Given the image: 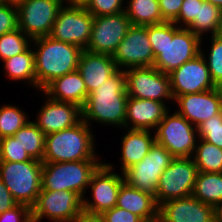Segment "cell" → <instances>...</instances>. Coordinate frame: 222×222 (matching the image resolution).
Here are the masks:
<instances>
[{
  "label": "cell",
  "mask_w": 222,
  "mask_h": 222,
  "mask_svg": "<svg viewBox=\"0 0 222 222\" xmlns=\"http://www.w3.org/2000/svg\"><path fill=\"white\" fill-rule=\"evenodd\" d=\"M125 6L131 25H154L165 22L159 9V0H129Z\"/></svg>",
  "instance_id": "obj_28"
},
{
  "label": "cell",
  "mask_w": 222,
  "mask_h": 222,
  "mask_svg": "<svg viewBox=\"0 0 222 222\" xmlns=\"http://www.w3.org/2000/svg\"><path fill=\"white\" fill-rule=\"evenodd\" d=\"M186 28L201 39L205 33L209 35L211 33L210 36L221 34L222 10L205 0H199L198 18H195Z\"/></svg>",
  "instance_id": "obj_27"
},
{
  "label": "cell",
  "mask_w": 222,
  "mask_h": 222,
  "mask_svg": "<svg viewBox=\"0 0 222 222\" xmlns=\"http://www.w3.org/2000/svg\"><path fill=\"white\" fill-rule=\"evenodd\" d=\"M124 75L129 97L167 104L168 100L174 102L169 75L154 66L128 68L124 70Z\"/></svg>",
  "instance_id": "obj_8"
},
{
  "label": "cell",
  "mask_w": 222,
  "mask_h": 222,
  "mask_svg": "<svg viewBox=\"0 0 222 222\" xmlns=\"http://www.w3.org/2000/svg\"><path fill=\"white\" fill-rule=\"evenodd\" d=\"M93 20L94 16L85 7L63 5L58 11L49 36L85 50L90 40Z\"/></svg>",
  "instance_id": "obj_13"
},
{
  "label": "cell",
  "mask_w": 222,
  "mask_h": 222,
  "mask_svg": "<svg viewBox=\"0 0 222 222\" xmlns=\"http://www.w3.org/2000/svg\"><path fill=\"white\" fill-rule=\"evenodd\" d=\"M95 140L91 127L82 119L73 127L45 135L42 162L104 161L95 151Z\"/></svg>",
  "instance_id": "obj_4"
},
{
  "label": "cell",
  "mask_w": 222,
  "mask_h": 222,
  "mask_svg": "<svg viewBox=\"0 0 222 222\" xmlns=\"http://www.w3.org/2000/svg\"><path fill=\"white\" fill-rule=\"evenodd\" d=\"M170 109L166 103L128 97L125 128L153 132Z\"/></svg>",
  "instance_id": "obj_21"
},
{
  "label": "cell",
  "mask_w": 222,
  "mask_h": 222,
  "mask_svg": "<svg viewBox=\"0 0 222 222\" xmlns=\"http://www.w3.org/2000/svg\"><path fill=\"white\" fill-rule=\"evenodd\" d=\"M174 101L178 104L176 111L196 128L222 112V99L217 88L181 95Z\"/></svg>",
  "instance_id": "obj_19"
},
{
  "label": "cell",
  "mask_w": 222,
  "mask_h": 222,
  "mask_svg": "<svg viewBox=\"0 0 222 222\" xmlns=\"http://www.w3.org/2000/svg\"><path fill=\"white\" fill-rule=\"evenodd\" d=\"M199 0H183L180 12L173 21L179 27L186 28L195 18H198Z\"/></svg>",
  "instance_id": "obj_39"
},
{
  "label": "cell",
  "mask_w": 222,
  "mask_h": 222,
  "mask_svg": "<svg viewBox=\"0 0 222 222\" xmlns=\"http://www.w3.org/2000/svg\"><path fill=\"white\" fill-rule=\"evenodd\" d=\"M73 222H105L102 214L92 213L82 209Z\"/></svg>",
  "instance_id": "obj_44"
},
{
  "label": "cell",
  "mask_w": 222,
  "mask_h": 222,
  "mask_svg": "<svg viewBox=\"0 0 222 222\" xmlns=\"http://www.w3.org/2000/svg\"><path fill=\"white\" fill-rule=\"evenodd\" d=\"M126 129L121 138V173L140 162L150 151L155 141V135L149 130Z\"/></svg>",
  "instance_id": "obj_25"
},
{
  "label": "cell",
  "mask_w": 222,
  "mask_h": 222,
  "mask_svg": "<svg viewBox=\"0 0 222 222\" xmlns=\"http://www.w3.org/2000/svg\"><path fill=\"white\" fill-rule=\"evenodd\" d=\"M173 159L172 154L164 146L155 142L140 162L123 172L124 181L131 187L155 197L159 178Z\"/></svg>",
  "instance_id": "obj_11"
},
{
  "label": "cell",
  "mask_w": 222,
  "mask_h": 222,
  "mask_svg": "<svg viewBox=\"0 0 222 222\" xmlns=\"http://www.w3.org/2000/svg\"><path fill=\"white\" fill-rule=\"evenodd\" d=\"M18 28L17 6L4 2L0 4V36Z\"/></svg>",
  "instance_id": "obj_38"
},
{
  "label": "cell",
  "mask_w": 222,
  "mask_h": 222,
  "mask_svg": "<svg viewBox=\"0 0 222 222\" xmlns=\"http://www.w3.org/2000/svg\"><path fill=\"white\" fill-rule=\"evenodd\" d=\"M198 173L192 157L174 158L159 178L155 196L157 205L191 196Z\"/></svg>",
  "instance_id": "obj_10"
},
{
  "label": "cell",
  "mask_w": 222,
  "mask_h": 222,
  "mask_svg": "<svg viewBox=\"0 0 222 222\" xmlns=\"http://www.w3.org/2000/svg\"><path fill=\"white\" fill-rule=\"evenodd\" d=\"M62 0H28L17 6L18 28L32 40L49 36Z\"/></svg>",
  "instance_id": "obj_14"
},
{
  "label": "cell",
  "mask_w": 222,
  "mask_h": 222,
  "mask_svg": "<svg viewBox=\"0 0 222 222\" xmlns=\"http://www.w3.org/2000/svg\"><path fill=\"white\" fill-rule=\"evenodd\" d=\"M124 1L125 0H90L85 9L94 17L114 15L125 11Z\"/></svg>",
  "instance_id": "obj_37"
},
{
  "label": "cell",
  "mask_w": 222,
  "mask_h": 222,
  "mask_svg": "<svg viewBox=\"0 0 222 222\" xmlns=\"http://www.w3.org/2000/svg\"><path fill=\"white\" fill-rule=\"evenodd\" d=\"M112 57L120 70L153 66L155 57L149 42L147 25H131Z\"/></svg>",
  "instance_id": "obj_15"
},
{
  "label": "cell",
  "mask_w": 222,
  "mask_h": 222,
  "mask_svg": "<svg viewBox=\"0 0 222 222\" xmlns=\"http://www.w3.org/2000/svg\"><path fill=\"white\" fill-rule=\"evenodd\" d=\"M32 45V39L19 28L0 36V59L4 61L21 54Z\"/></svg>",
  "instance_id": "obj_33"
},
{
  "label": "cell",
  "mask_w": 222,
  "mask_h": 222,
  "mask_svg": "<svg viewBox=\"0 0 222 222\" xmlns=\"http://www.w3.org/2000/svg\"><path fill=\"white\" fill-rule=\"evenodd\" d=\"M30 160L32 158L14 136H6L0 139V162H23Z\"/></svg>",
  "instance_id": "obj_35"
},
{
  "label": "cell",
  "mask_w": 222,
  "mask_h": 222,
  "mask_svg": "<svg viewBox=\"0 0 222 222\" xmlns=\"http://www.w3.org/2000/svg\"><path fill=\"white\" fill-rule=\"evenodd\" d=\"M82 209L83 198L75 192L41 190L31 207V219L32 222L45 218L52 222H73Z\"/></svg>",
  "instance_id": "obj_9"
},
{
  "label": "cell",
  "mask_w": 222,
  "mask_h": 222,
  "mask_svg": "<svg viewBox=\"0 0 222 222\" xmlns=\"http://www.w3.org/2000/svg\"><path fill=\"white\" fill-rule=\"evenodd\" d=\"M90 0H62L65 6L86 7Z\"/></svg>",
  "instance_id": "obj_45"
},
{
  "label": "cell",
  "mask_w": 222,
  "mask_h": 222,
  "mask_svg": "<svg viewBox=\"0 0 222 222\" xmlns=\"http://www.w3.org/2000/svg\"><path fill=\"white\" fill-rule=\"evenodd\" d=\"M222 10V0H205Z\"/></svg>",
  "instance_id": "obj_48"
},
{
  "label": "cell",
  "mask_w": 222,
  "mask_h": 222,
  "mask_svg": "<svg viewBox=\"0 0 222 222\" xmlns=\"http://www.w3.org/2000/svg\"><path fill=\"white\" fill-rule=\"evenodd\" d=\"M168 75L174 100L181 95L199 93L216 88L202 54L183 63Z\"/></svg>",
  "instance_id": "obj_17"
},
{
  "label": "cell",
  "mask_w": 222,
  "mask_h": 222,
  "mask_svg": "<svg viewBox=\"0 0 222 222\" xmlns=\"http://www.w3.org/2000/svg\"><path fill=\"white\" fill-rule=\"evenodd\" d=\"M18 105L11 103L0 106V139L6 136H14L30 120Z\"/></svg>",
  "instance_id": "obj_32"
},
{
  "label": "cell",
  "mask_w": 222,
  "mask_h": 222,
  "mask_svg": "<svg viewBox=\"0 0 222 222\" xmlns=\"http://www.w3.org/2000/svg\"><path fill=\"white\" fill-rule=\"evenodd\" d=\"M199 139L222 148V112L197 127Z\"/></svg>",
  "instance_id": "obj_36"
},
{
  "label": "cell",
  "mask_w": 222,
  "mask_h": 222,
  "mask_svg": "<svg viewBox=\"0 0 222 222\" xmlns=\"http://www.w3.org/2000/svg\"><path fill=\"white\" fill-rule=\"evenodd\" d=\"M147 33L155 57L153 66L165 74L201 54L203 40L174 22L147 25Z\"/></svg>",
  "instance_id": "obj_1"
},
{
  "label": "cell",
  "mask_w": 222,
  "mask_h": 222,
  "mask_svg": "<svg viewBox=\"0 0 222 222\" xmlns=\"http://www.w3.org/2000/svg\"><path fill=\"white\" fill-rule=\"evenodd\" d=\"M210 41L211 47L207 50L209 53L203 52L205 50L201 47V54L206 60L211 79L217 86L222 82V33L211 36Z\"/></svg>",
  "instance_id": "obj_34"
},
{
  "label": "cell",
  "mask_w": 222,
  "mask_h": 222,
  "mask_svg": "<svg viewBox=\"0 0 222 222\" xmlns=\"http://www.w3.org/2000/svg\"><path fill=\"white\" fill-rule=\"evenodd\" d=\"M112 164L103 162L92 174L88 189H91L92 199L83 197V209L102 214L117 205L118 193L124 182L123 173L114 172ZM92 200V201H91Z\"/></svg>",
  "instance_id": "obj_12"
},
{
  "label": "cell",
  "mask_w": 222,
  "mask_h": 222,
  "mask_svg": "<svg viewBox=\"0 0 222 222\" xmlns=\"http://www.w3.org/2000/svg\"><path fill=\"white\" fill-rule=\"evenodd\" d=\"M77 70L86 85L87 93L90 94L111 77L118 68L111 55L83 50Z\"/></svg>",
  "instance_id": "obj_22"
},
{
  "label": "cell",
  "mask_w": 222,
  "mask_h": 222,
  "mask_svg": "<svg viewBox=\"0 0 222 222\" xmlns=\"http://www.w3.org/2000/svg\"><path fill=\"white\" fill-rule=\"evenodd\" d=\"M14 137L19 141L27 154L35 160L43 161L45 152V134L33 122L29 121L19 129Z\"/></svg>",
  "instance_id": "obj_30"
},
{
  "label": "cell",
  "mask_w": 222,
  "mask_h": 222,
  "mask_svg": "<svg viewBox=\"0 0 222 222\" xmlns=\"http://www.w3.org/2000/svg\"><path fill=\"white\" fill-rule=\"evenodd\" d=\"M158 222H215L214 206L188 196L159 205Z\"/></svg>",
  "instance_id": "obj_20"
},
{
  "label": "cell",
  "mask_w": 222,
  "mask_h": 222,
  "mask_svg": "<svg viewBox=\"0 0 222 222\" xmlns=\"http://www.w3.org/2000/svg\"><path fill=\"white\" fill-rule=\"evenodd\" d=\"M43 162H0V179L18 204L30 208L35 204L42 185Z\"/></svg>",
  "instance_id": "obj_6"
},
{
  "label": "cell",
  "mask_w": 222,
  "mask_h": 222,
  "mask_svg": "<svg viewBox=\"0 0 222 222\" xmlns=\"http://www.w3.org/2000/svg\"><path fill=\"white\" fill-rule=\"evenodd\" d=\"M128 94L124 70L118 69L103 84L91 92L82 110V119L91 127L97 122L107 127L125 128Z\"/></svg>",
  "instance_id": "obj_2"
},
{
  "label": "cell",
  "mask_w": 222,
  "mask_h": 222,
  "mask_svg": "<svg viewBox=\"0 0 222 222\" xmlns=\"http://www.w3.org/2000/svg\"><path fill=\"white\" fill-rule=\"evenodd\" d=\"M18 203L12 197L7 187L0 179V214L16 206Z\"/></svg>",
  "instance_id": "obj_43"
},
{
  "label": "cell",
  "mask_w": 222,
  "mask_h": 222,
  "mask_svg": "<svg viewBox=\"0 0 222 222\" xmlns=\"http://www.w3.org/2000/svg\"><path fill=\"white\" fill-rule=\"evenodd\" d=\"M216 88L218 89L220 97L222 99V82L219 85H217Z\"/></svg>",
  "instance_id": "obj_49"
},
{
  "label": "cell",
  "mask_w": 222,
  "mask_h": 222,
  "mask_svg": "<svg viewBox=\"0 0 222 222\" xmlns=\"http://www.w3.org/2000/svg\"><path fill=\"white\" fill-rule=\"evenodd\" d=\"M104 161H74L43 163L41 190H67L79 194L87 193L92 174Z\"/></svg>",
  "instance_id": "obj_5"
},
{
  "label": "cell",
  "mask_w": 222,
  "mask_h": 222,
  "mask_svg": "<svg viewBox=\"0 0 222 222\" xmlns=\"http://www.w3.org/2000/svg\"><path fill=\"white\" fill-rule=\"evenodd\" d=\"M131 26L125 11L94 17L89 43L85 50L113 55Z\"/></svg>",
  "instance_id": "obj_16"
},
{
  "label": "cell",
  "mask_w": 222,
  "mask_h": 222,
  "mask_svg": "<svg viewBox=\"0 0 222 222\" xmlns=\"http://www.w3.org/2000/svg\"><path fill=\"white\" fill-rule=\"evenodd\" d=\"M4 73L11 81H23L36 88L35 55L32 45L21 54L3 61Z\"/></svg>",
  "instance_id": "obj_26"
},
{
  "label": "cell",
  "mask_w": 222,
  "mask_h": 222,
  "mask_svg": "<svg viewBox=\"0 0 222 222\" xmlns=\"http://www.w3.org/2000/svg\"><path fill=\"white\" fill-rule=\"evenodd\" d=\"M42 92L50 99L59 102H69L82 108L86 102V85L78 70L67 73L50 82Z\"/></svg>",
  "instance_id": "obj_23"
},
{
  "label": "cell",
  "mask_w": 222,
  "mask_h": 222,
  "mask_svg": "<svg viewBox=\"0 0 222 222\" xmlns=\"http://www.w3.org/2000/svg\"><path fill=\"white\" fill-rule=\"evenodd\" d=\"M41 93L46 97L45 102L33 122L45 135L73 127L82 120V110L78 105L59 102Z\"/></svg>",
  "instance_id": "obj_18"
},
{
  "label": "cell",
  "mask_w": 222,
  "mask_h": 222,
  "mask_svg": "<svg viewBox=\"0 0 222 222\" xmlns=\"http://www.w3.org/2000/svg\"><path fill=\"white\" fill-rule=\"evenodd\" d=\"M191 196L214 207L221 203L222 173L199 172Z\"/></svg>",
  "instance_id": "obj_29"
},
{
  "label": "cell",
  "mask_w": 222,
  "mask_h": 222,
  "mask_svg": "<svg viewBox=\"0 0 222 222\" xmlns=\"http://www.w3.org/2000/svg\"><path fill=\"white\" fill-rule=\"evenodd\" d=\"M192 158L199 172L222 173V148L198 139Z\"/></svg>",
  "instance_id": "obj_31"
},
{
  "label": "cell",
  "mask_w": 222,
  "mask_h": 222,
  "mask_svg": "<svg viewBox=\"0 0 222 222\" xmlns=\"http://www.w3.org/2000/svg\"><path fill=\"white\" fill-rule=\"evenodd\" d=\"M215 222H222V202L214 207Z\"/></svg>",
  "instance_id": "obj_46"
},
{
  "label": "cell",
  "mask_w": 222,
  "mask_h": 222,
  "mask_svg": "<svg viewBox=\"0 0 222 222\" xmlns=\"http://www.w3.org/2000/svg\"><path fill=\"white\" fill-rule=\"evenodd\" d=\"M35 55L36 89L78 69L83 49L77 45L44 36L32 40ZM35 47V48H34Z\"/></svg>",
  "instance_id": "obj_3"
},
{
  "label": "cell",
  "mask_w": 222,
  "mask_h": 222,
  "mask_svg": "<svg viewBox=\"0 0 222 222\" xmlns=\"http://www.w3.org/2000/svg\"><path fill=\"white\" fill-rule=\"evenodd\" d=\"M0 222H32L31 208L24 204H17L0 214Z\"/></svg>",
  "instance_id": "obj_40"
},
{
  "label": "cell",
  "mask_w": 222,
  "mask_h": 222,
  "mask_svg": "<svg viewBox=\"0 0 222 222\" xmlns=\"http://www.w3.org/2000/svg\"><path fill=\"white\" fill-rule=\"evenodd\" d=\"M26 1H28V0H5L6 3L14 5V6H18L22 2H26Z\"/></svg>",
  "instance_id": "obj_47"
},
{
  "label": "cell",
  "mask_w": 222,
  "mask_h": 222,
  "mask_svg": "<svg viewBox=\"0 0 222 222\" xmlns=\"http://www.w3.org/2000/svg\"><path fill=\"white\" fill-rule=\"evenodd\" d=\"M116 206L132 212L144 222H158L159 206L155 197L131 187L125 181L121 184Z\"/></svg>",
  "instance_id": "obj_24"
},
{
  "label": "cell",
  "mask_w": 222,
  "mask_h": 222,
  "mask_svg": "<svg viewBox=\"0 0 222 222\" xmlns=\"http://www.w3.org/2000/svg\"><path fill=\"white\" fill-rule=\"evenodd\" d=\"M5 2V0H0V4H3Z\"/></svg>",
  "instance_id": "obj_50"
},
{
  "label": "cell",
  "mask_w": 222,
  "mask_h": 222,
  "mask_svg": "<svg viewBox=\"0 0 222 222\" xmlns=\"http://www.w3.org/2000/svg\"><path fill=\"white\" fill-rule=\"evenodd\" d=\"M105 222H144L139 216L120 207L102 213Z\"/></svg>",
  "instance_id": "obj_41"
},
{
  "label": "cell",
  "mask_w": 222,
  "mask_h": 222,
  "mask_svg": "<svg viewBox=\"0 0 222 222\" xmlns=\"http://www.w3.org/2000/svg\"><path fill=\"white\" fill-rule=\"evenodd\" d=\"M153 133L156 143L164 146L174 158L192 157L199 139L197 128L177 111L168 110Z\"/></svg>",
  "instance_id": "obj_7"
},
{
  "label": "cell",
  "mask_w": 222,
  "mask_h": 222,
  "mask_svg": "<svg viewBox=\"0 0 222 222\" xmlns=\"http://www.w3.org/2000/svg\"><path fill=\"white\" fill-rule=\"evenodd\" d=\"M183 0H159V9L165 22H173L181 9Z\"/></svg>",
  "instance_id": "obj_42"
}]
</instances>
